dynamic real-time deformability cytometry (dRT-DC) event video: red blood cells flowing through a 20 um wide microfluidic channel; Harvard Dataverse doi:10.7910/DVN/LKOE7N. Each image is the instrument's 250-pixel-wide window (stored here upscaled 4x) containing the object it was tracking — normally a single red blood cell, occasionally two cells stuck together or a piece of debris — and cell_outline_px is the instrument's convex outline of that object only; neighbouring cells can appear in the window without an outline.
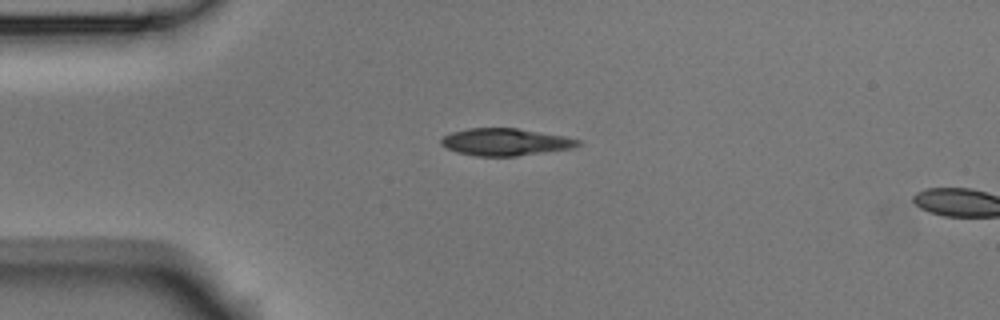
{"species": "Egyptian fruit bat (a non-hibernating species)", "species_latin": "Rousettus aegyptiacus", "temperature_condition": "room temperature", "stored_images_in_passage": 4, "camera_frame_rate_fps": 3000, "um_per_image_px": 0.085, "animal": {"sex": "male"}, "frame": {"image": 1, "passage_image": 3, "time_ms": 0.667, "image_size_px": [1000, 320], "cell_outline_px": [[580, 144], [572, 148], [516, 156], [476, 156], [456, 152], [440, 144], [440, 140], [444, 136], [452, 132], [468, 128], [516, 128], [564, 136], [580, 140]], "centroid_in_image_um": [42.92, 12.07], "position_along_channel_um": 42.1, "area_um2": 21.5}}